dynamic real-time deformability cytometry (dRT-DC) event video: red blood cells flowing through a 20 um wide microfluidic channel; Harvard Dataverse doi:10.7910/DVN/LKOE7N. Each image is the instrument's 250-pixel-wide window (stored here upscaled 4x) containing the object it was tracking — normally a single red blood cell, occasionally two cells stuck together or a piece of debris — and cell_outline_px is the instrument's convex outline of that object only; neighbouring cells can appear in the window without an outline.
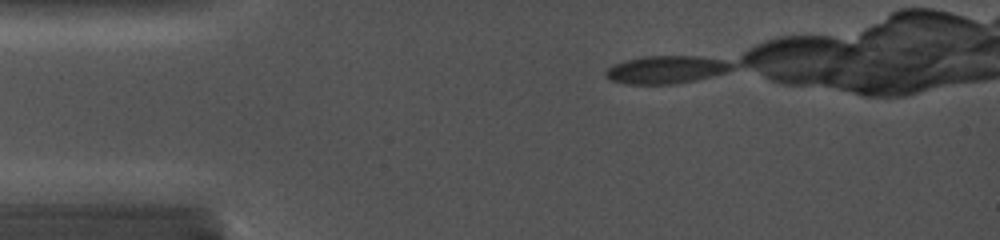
{"species": "common noctule bat (a hibernating species)", "species_latin": "Nyctalus noctula", "temperature_condition": "cold", "stored_images_in_passage": 22, "camera_frame_rate_fps": 5000, "um_per_image_px": 0.085, "animal": {"sex": "female", "body_mass_g": 19.0, "forearm_length_mm": 56.7}, "frame": {"image": 1, "passage_image": 1, "time_ms": 0.0, "image_size_px": [1000, 240], "cell_outline_px": [[728, 68], [716, 72], [684, 80], [656, 84], [636, 84], [616, 80], [608, 76], [608, 72], [616, 64], [628, 60], [644, 56], [688, 56], [728, 64]], "centroid_in_image_um": [56.38, 5.89], "position_along_channel_um": 28.6, "area_um2": 17.57}}
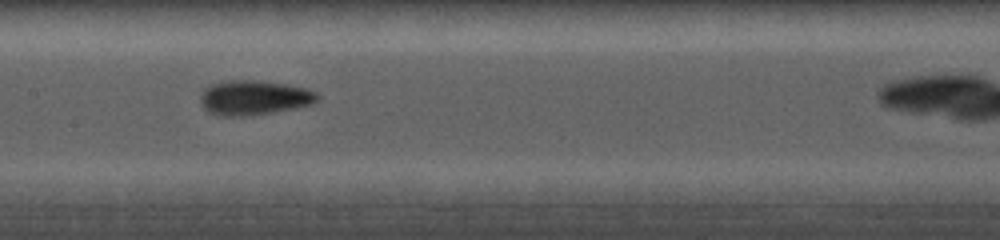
{"frame": {"image": 2, "passage_image": 12, "time_ms": 5.2, "image_size_px": [1000, 240], "cell_outline_px": [[320, 96], [316, 100], [308, 104], [268, 112], [240, 116], [224, 116], [212, 112], [204, 108], [200, 100], [200, 96], [204, 88], [208, 84], [228, 80], [256, 80], [288, 84], [308, 88], [316, 92]], "centroid_in_image_um": [21.55, 8.26], "position_along_channel_um": 185.9, "area_um2": 23.18}}
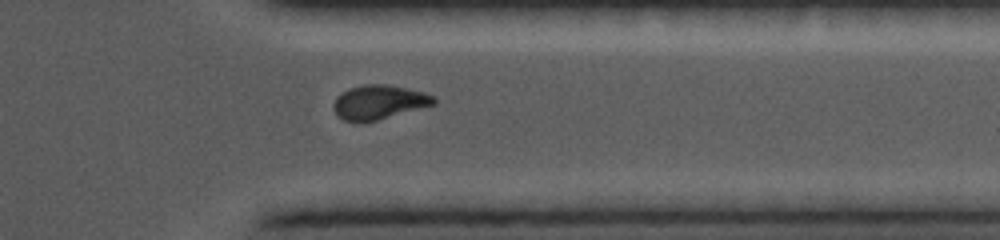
{"frame": {"image": 3, "passage_image": 21, "time_ms": 10.0, "image_size_px": [1000, 240], "cell_outline_px": [[436, 104], [376, 120], [344, 120], [332, 108], [332, 104], [336, 96], [352, 88], [368, 84], [384, 84], [424, 92], [436, 96]], "centroid_in_image_um": [32.25, 8.66], "position_along_channel_um": 379.2, "area_um2": 19.42}}